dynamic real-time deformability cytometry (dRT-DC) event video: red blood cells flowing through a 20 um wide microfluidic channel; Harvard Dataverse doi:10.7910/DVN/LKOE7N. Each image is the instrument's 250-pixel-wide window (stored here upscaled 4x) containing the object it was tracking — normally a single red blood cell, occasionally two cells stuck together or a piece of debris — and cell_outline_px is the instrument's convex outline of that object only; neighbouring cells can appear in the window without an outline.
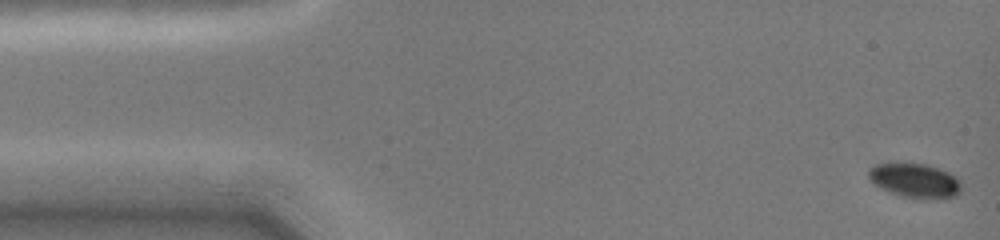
{"species": "common noctule bat (a hibernating species)", "species_latin": "Nyctalus noctula", "temperature_condition": "cold", "stored_images_in_passage": 36, "camera_frame_rate_fps": 3000, "um_per_image_px": 0.085, "animal": {"sex": "female", "body_mass_g": 19.0, "forearm_length_mm": 51.5}, "frame": {"image": 1, "passage_image": 1, "time_ms": 0.0, "image_size_px": [1000, 240], "cell_outline_px": [[964, 188], [956, 196], [944, 200], [928, 200], [904, 196], [880, 188], [868, 176], [868, 168], [876, 164], [928, 164], [948, 172], [956, 176], [960, 180]], "centroid_in_image_um": [77.87, 15.38], "position_along_channel_um": 7.1, "area_um2": 18.79}}
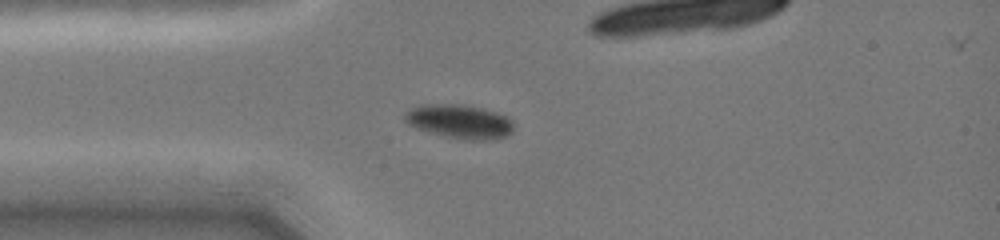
{"frame": {"image": 2, "passage_image": 29, "time_ms": 3.667, "image_size_px": [1000, 240], "cell_outline_px": [[512, 132], [508, 136], [496, 140], [464, 140], [428, 132], [416, 128], [408, 124], [404, 120], [404, 112], [420, 104], [464, 104], [484, 108], [508, 116], [512, 120]], "centroid_in_image_um": [39.08, 10.33], "position_along_channel_um": 45.9, "area_um2": 21.96}}